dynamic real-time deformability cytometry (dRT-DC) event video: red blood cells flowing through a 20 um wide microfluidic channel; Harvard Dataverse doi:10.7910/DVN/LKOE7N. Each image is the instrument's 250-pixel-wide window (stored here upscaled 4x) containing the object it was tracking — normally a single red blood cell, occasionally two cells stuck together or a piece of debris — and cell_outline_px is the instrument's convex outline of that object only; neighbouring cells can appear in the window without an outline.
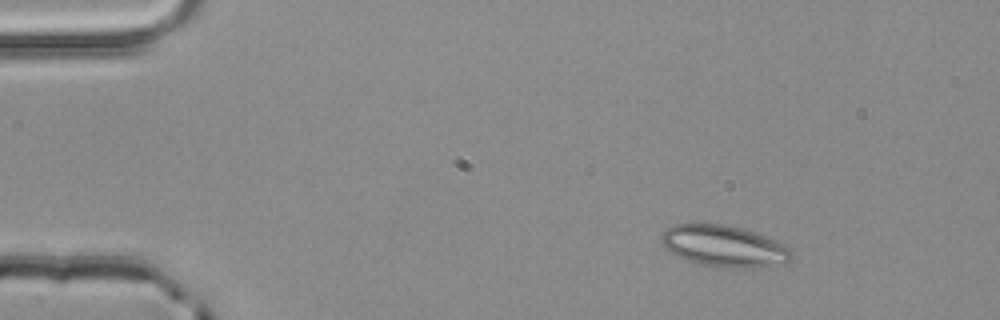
{"species": "common noctule bat (a hibernating species)", "species_latin": "Nyctalus noctula", "temperature_condition": "room temperature", "stored_images_in_passage": 2, "camera_frame_rate_fps": 3000, "um_per_image_px": 0.085, "animal": {"sex": "male", "body_mass_g": 20.4}, "frame": {"image": 1, "passage_image": 1, "time_ms": 0.0, "image_size_px": [1000, 320], "cell_outline_px": [[792, 256], [788, 260], [756, 268], [720, 268], [688, 260], [676, 256], [660, 240], [660, 232], [672, 224], [724, 224], [756, 232], [792, 248]], "centroid_in_image_um": [61.51, 20.91], "position_along_channel_um": 23.5, "area_um2": 31.21}}